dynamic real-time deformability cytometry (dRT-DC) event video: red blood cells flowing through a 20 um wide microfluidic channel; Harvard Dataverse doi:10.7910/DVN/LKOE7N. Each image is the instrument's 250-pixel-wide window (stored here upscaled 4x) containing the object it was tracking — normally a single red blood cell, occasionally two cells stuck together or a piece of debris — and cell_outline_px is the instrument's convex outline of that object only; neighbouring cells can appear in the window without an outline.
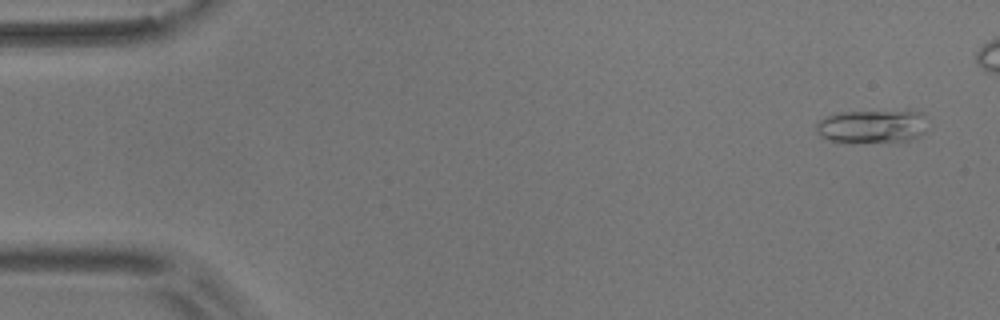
{"species": "common noctule bat (a hibernating species)", "species_latin": "Nyctalus noctula", "temperature_condition": "room temperature", "stored_images_in_passage": 17, "camera_frame_rate_fps": 3000, "um_per_image_px": 0.085, "animal": {"sex": "male", "body_mass_g": 17.9}, "frame": {"image": 1, "passage_image": 3, "time_ms": 0.667, "image_size_px": [1000, 320], "cell_outline_px": [[924, 132], [920, 136], [908, 140], [848, 144], [828, 140], [820, 136], [816, 132], [816, 124], [820, 120], [828, 116], [840, 112], [924, 112]], "centroid_in_image_um": [74.05, 10.78], "position_along_channel_um": 11.0, "area_um2": 21.56}}